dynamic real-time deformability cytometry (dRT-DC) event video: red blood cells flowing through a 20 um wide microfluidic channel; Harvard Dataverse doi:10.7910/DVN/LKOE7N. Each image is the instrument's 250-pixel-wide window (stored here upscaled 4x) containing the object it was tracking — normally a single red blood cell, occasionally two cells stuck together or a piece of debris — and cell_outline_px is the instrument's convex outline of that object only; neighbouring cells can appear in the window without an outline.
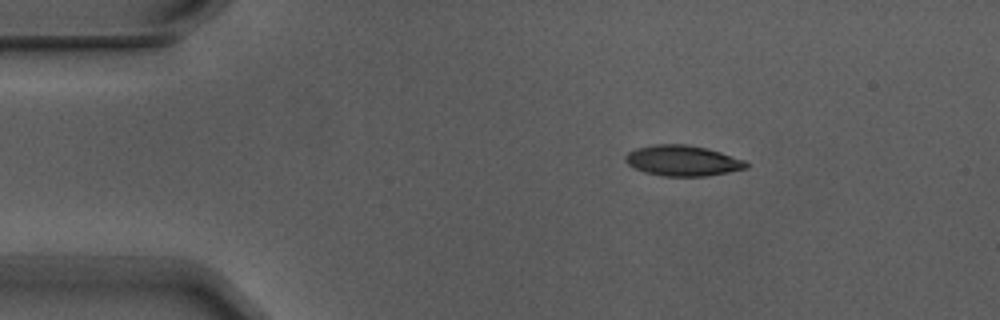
{"species": "Egyptian fruit bat (a non-hibernating species)", "species_latin": "Rousettus aegyptiacus", "temperature_condition": "warm", "stored_images_in_passage": 3, "camera_frame_rate_fps": 3000, "um_per_image_px": 0.085, "animal": {"sex": "male"}, "frame": {"image": 1, "passage_image": 1, "time_ms": 0.0, "image_size_px": [1000, 320], "cell_outline_px": [[748, 168], [728, 172], [704, 176], [664, 176], [644, 172], [628, 164], [624, 160], [624, 156], [628, 152], [636, 148], [652, 144], [688, 144], [708, 148], [744, 160], [748, 164]], "centroid_in_image_um": [58.0, 13.64], "position_along_channel_um": 27.0, "area_um2": 21.56}}